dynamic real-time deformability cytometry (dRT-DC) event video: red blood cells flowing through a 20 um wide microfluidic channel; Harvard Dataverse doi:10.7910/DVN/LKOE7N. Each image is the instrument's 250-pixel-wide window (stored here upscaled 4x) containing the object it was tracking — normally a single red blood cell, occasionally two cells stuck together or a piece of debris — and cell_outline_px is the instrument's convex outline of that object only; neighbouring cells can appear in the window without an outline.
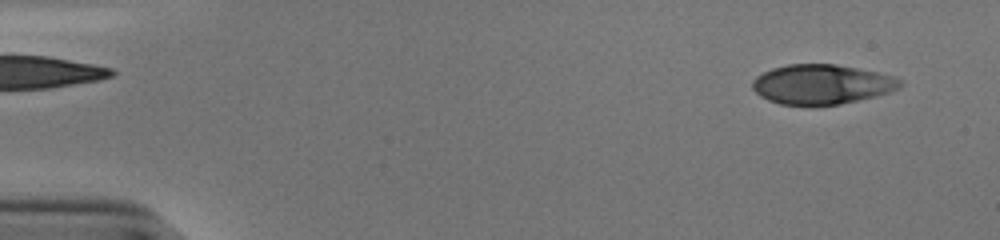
{"species": "human", "species_latin": "Homo sapiens", "temperature_condition": "cold", "stored_images_in_passage": 52, "camera_frame_rate_fps": 3000, "um_per_image_px": 0.085, "donor": {"sex": "male"}, "frame": {"image": 1, "passage_image": 3, "time_ms": 0.667, "image_size_px": [1000, 240], "cell_outline_px": [[904, 84], [900, 88], [876, 96], [840, 104], [780, 104], [768, 100], [760, 96], [752, 88], [752, 80], [756, 76], [772, 68], [788, 64], [836, 64], [896, 76], [904, 80]], "centroid_in_image_um": [69.88, 7.15], "position_along_channel_um": 15.1, "area_um2": 34.1}}
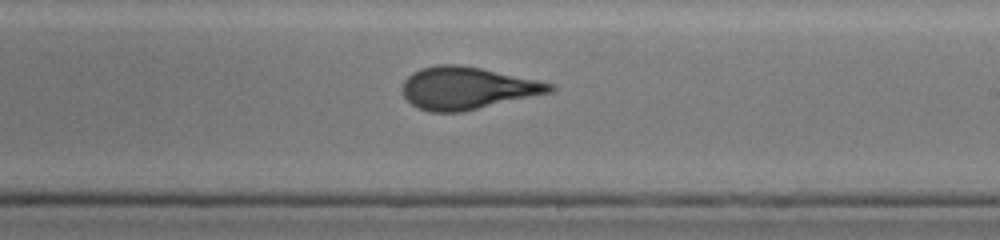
{"frame": {"image": 2, "passage_image": 31, "time_ms": 10.0, "image_size_px": [1000, 240], "cell_outline_px": [[556, 88], [552, 92], [460, 112], [428, 112], [416, 108], [404, 96], [400, 88], [404, 80], [412, 72], [420, 68], [440, 64], [456, 64], [480, 68], [556, 84]], "centroid_in_image_um": [39.67, 7.49], "position_along_channel_um": 249.3, "area_um2": 36.36}}
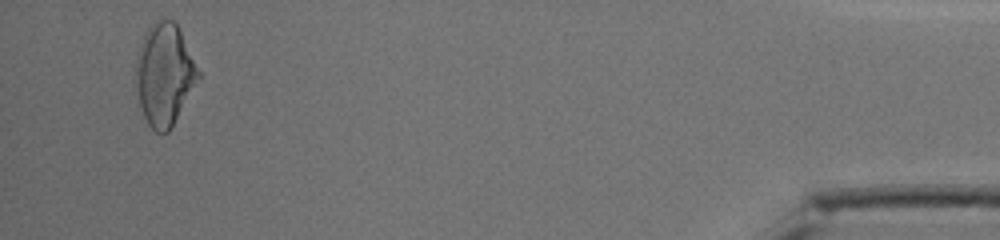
{"frame": {"image": 3, "passage_image": 50, "time_ms": 16.333, "image_size_px": [1000, 240], "cell_outline_px": [[200, 76], [168, 132], [156, 132], [148, 124], [144, 116], [140, 104], [136, 88], [136, 60], [140, 44], [144, 32], [156, 20], [172, 20], [176, 24], [200, 72]], "centroid_in_image_um": [13.95, 6.32], "position_along_channel_um": 421.3, "area_um2": 36.18}, "authors_computed_cell_mechanics": {"area_um2": 36.0672, "velocity_mm_per_s": 3.8586, "shape_relaxation_time_tau1_ms": 5.8165, "shape_relaxation_time_tau2_ms": 1.1612, "deformation_change_tau1": 0.2045, "deformation_change_tau2": 0.0694}}